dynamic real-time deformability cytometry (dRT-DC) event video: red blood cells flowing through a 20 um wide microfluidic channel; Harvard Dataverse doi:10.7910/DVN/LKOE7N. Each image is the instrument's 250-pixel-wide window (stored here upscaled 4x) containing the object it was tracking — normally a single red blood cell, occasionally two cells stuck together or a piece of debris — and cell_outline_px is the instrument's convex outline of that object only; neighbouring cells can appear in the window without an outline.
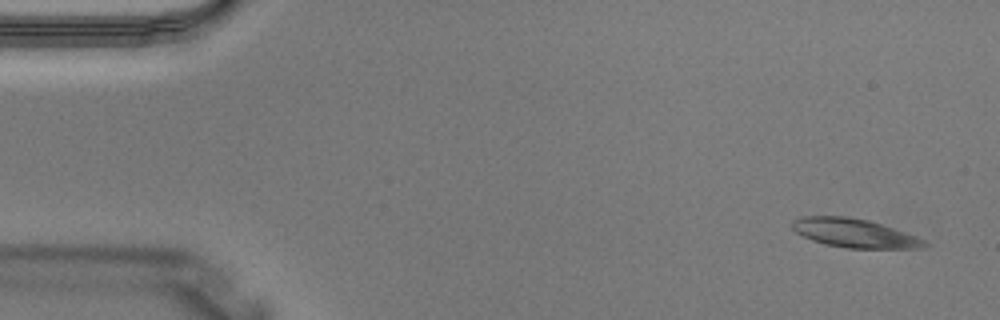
{"species": "Egyptian fruit bat (a non-hibernating species)", "species_latin": "Rousettus aegyptiacus", "temperature_condition": "warm", "stored_images_in_passage": 2, "camera_frame_rate_fps": 3000, "um_per_image_px": 0.085, "animal": {"sex": "male"}, "frame": {"image": 1, "passage_image": 1, "time_ms": 0.0, "image_size_px": [1000, 320], "cell_outline_px": [[928, 244], [920, 248], [844, 248], [824, 244], [812, 240], [796, 232], [792, 228], [792, 220], [800, 216], [848, 216], [868, 220], [916, 236], [924, 240]], "centroid_in_image_um": [72.57, 19.81], "position_along_channel_um": 12.4, "area_um2": 22.02}}